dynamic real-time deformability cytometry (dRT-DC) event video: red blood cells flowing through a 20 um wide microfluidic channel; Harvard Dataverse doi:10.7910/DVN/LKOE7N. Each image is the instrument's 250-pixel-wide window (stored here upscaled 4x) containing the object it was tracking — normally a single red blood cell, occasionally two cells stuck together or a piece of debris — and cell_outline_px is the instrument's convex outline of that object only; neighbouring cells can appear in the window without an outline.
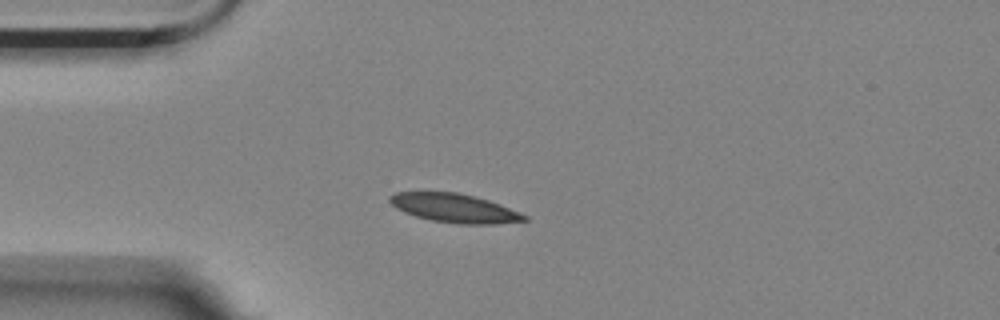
{"species": "Egyptian fruit bat (a non-hibernating species)", "species_latin": "Rousettus aegyptiacus", "temperature_condition": "room temperature", "stored_images_in_passage": 8, "camera_frame_rate_fps": 3000, "um_per_image_px": 0.085, "animal": {"sex": "female"}, "frame": {"image": 1, "passage_image": 1, "time_ms": 0.0, "image_size_px": [1000, 320], "cell_outline_px": [[528, 220], [496, 224], [456, 224], [432, 220], [416, 216], [404, 212], [396, 208], [388, 200], [388, 196], [396, 192], [456, 192], [488, 200], [528, 216]], "centroid_in_image_um": [38.6, 17.69], "position_along_channel_um": 46.4, "area_um2": 22.37}}
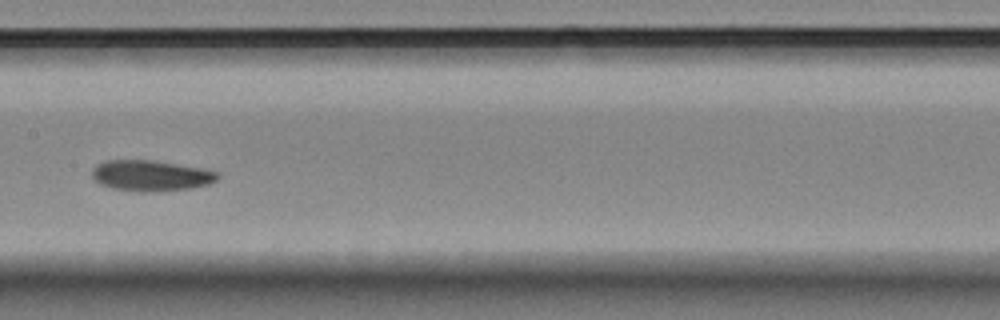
{"frame": {"image": 2, "passage_image": 5, "time_ms": 1.333, "image_size_px": [1000, 320], "cell_outline_px": [[220, 176], [216, 180], [208, 184], [192, 188], [156, 192], [140, 192], [112, 188], [100, 184], [92, 180], [92, 168], [96, 164], [104, 160], [152, 160], [200, 168], [216, 172]], "centroid_in_image_um": [12.76, 14.93], "position_along_channel_um": 194.6, "area_um2": 22.66}}
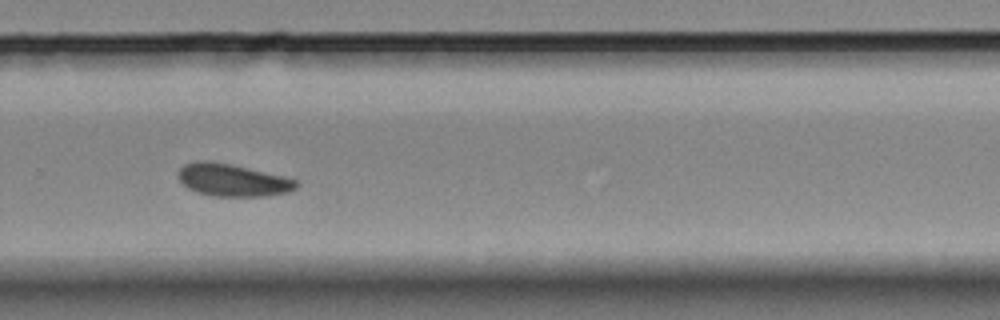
{"frame": {"image": 3, "passage_image": 8, "time_ms": 2.333, "image_size_px": [1000, 320], "cell_outline_px": [[300, 184], [296, 188], [288, 192], [264, 196], [212, 196], [196, 192], [188, 188], [180, 180], [180, 168], [184, 164], [196, 160], [204, 160], [228, 164], [284, 176], [296, 180]], "centroid_in_image_um": [19.78, 15.32], "position_along_channel_um": 310.0, "area_um2": 22.02}}